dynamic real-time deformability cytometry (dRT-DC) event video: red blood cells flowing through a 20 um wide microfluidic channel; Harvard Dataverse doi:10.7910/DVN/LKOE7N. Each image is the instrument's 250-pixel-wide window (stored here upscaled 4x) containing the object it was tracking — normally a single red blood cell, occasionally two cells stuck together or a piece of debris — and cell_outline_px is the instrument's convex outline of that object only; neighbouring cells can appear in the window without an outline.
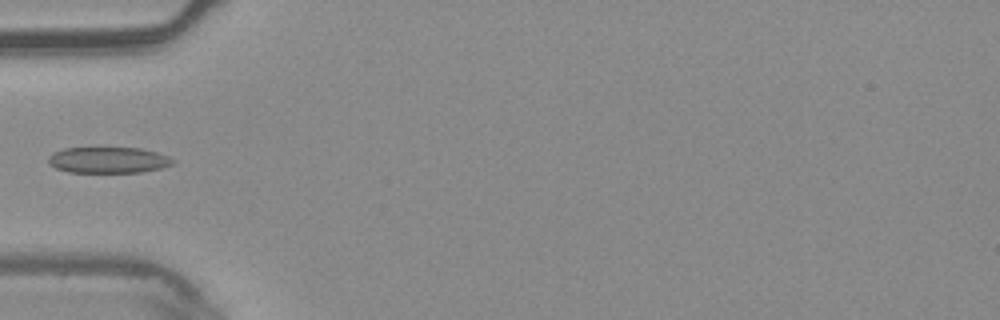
{"species": "common noctule bat (a hibernating species)", "species_latin": "Nyctalus noctula", "temperature_condition": "warm", "stored_images_in_passage": 4, "camera_frame_rate_fps": 3000, "um_per_image_px": 0.085, "animal": {"sex": "male", "body_mass_g": 20.4}, "frame": {"image": 1, "passage_image": 4, "time_ms": 1.0, "image_size_px": [1000, 320], "cell_outline_px": [[176, 160], [172, 164], [160, 168], [140, 172], [68, 172], [56, 168], [48, 160], [48, 156], [64, 148], [140, 148], [156, 152], [168, 156]], "centroid_in_image_um": [9.23, 13.6], "position_along_channel_um": 75.8, "area_um2": 18.67}}